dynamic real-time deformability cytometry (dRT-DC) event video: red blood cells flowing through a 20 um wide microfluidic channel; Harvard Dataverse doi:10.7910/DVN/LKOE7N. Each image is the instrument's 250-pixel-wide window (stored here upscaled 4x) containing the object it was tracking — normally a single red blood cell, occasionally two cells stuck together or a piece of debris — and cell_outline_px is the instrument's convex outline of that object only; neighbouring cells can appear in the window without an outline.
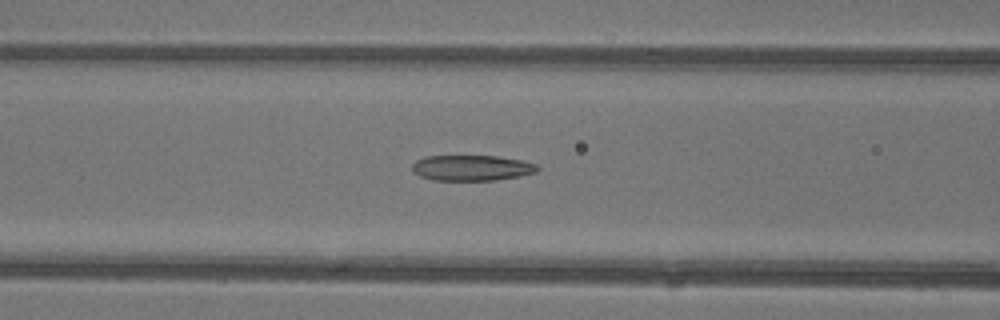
{"species": "common noctule bat (a hibernating species)", "species_latin": "Nyctalus noctula", "temperature_condition": "warm", "stored_images_in_passage": 43, "camera_frame_rate_fps": 3000, "um_per_image_px": 0.085, "animal": {"sex": "female"}, "frame": {"image": 1, "passage_image": 16, "time_ms": 5.0, "image_size_px": [1000, 320], "cell_outline_px": [[540, 168], [536, 172], [520, 176], [496, 180], [432, 180], [420, 176], [412, 172], [412, 164], [416, 160], [424, 156], [496, 156], [520, 160], [536, 164]], "centroid_in_image_um": [40.07, 14.27], "position_along_channel_um": 126.5, "area_um2": 18.73}}
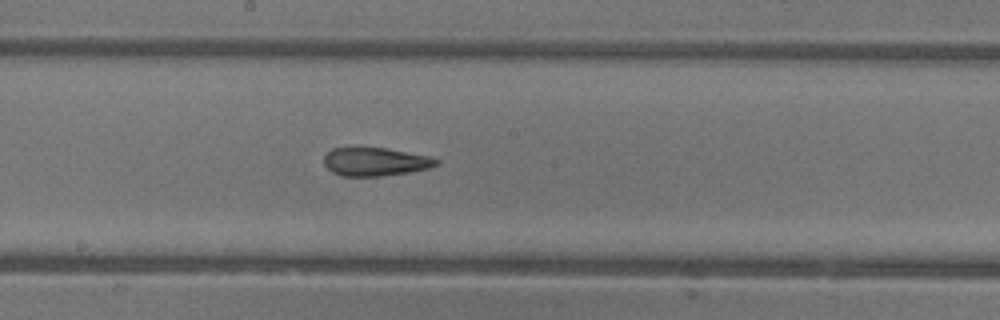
{"frame": {"image": 2, "passage_image": 22, "time_ms": 7.0, "image_size_px": [1000, 320], "cell_outline_px": [[440, 164], [428, 168], [408, 172], [380, 176], [340, 176], [332, 172], [324, 164], [324, 156], [332, 148], [388, 148], [432, 156], [440, 160]], "centroid_in_image_um": [31.94, 13.74], "position_along_channel_um": 216.3, "area_um2": 18.67}}
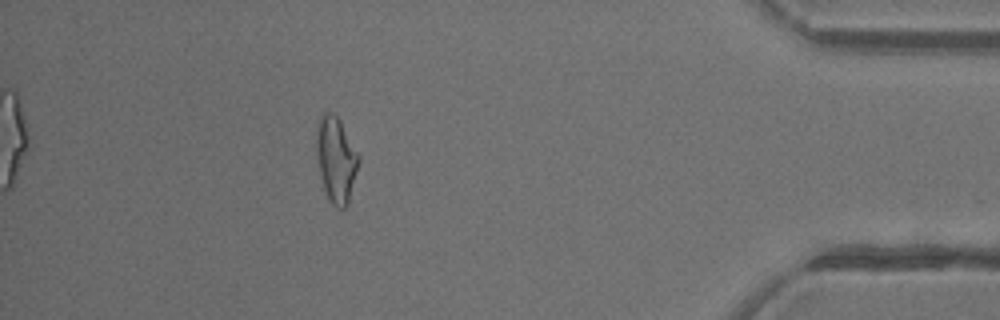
{"frame": {"image": 3, "passage_image": 38, "time_ms": 12.333, "image_size_px": [1000, 320], "cell_outline_px": [[360, 160], [348, 204], [344, 208], [336, 208], [328, 200], [320, 176], [316, 152], [316, 128], [320, 116], [324, 112], [332, 112], [340, 120], [360, 156]], "centroid_in_image_um": [28.56, 13.56], "position_along_channel_um": 406.6, "area_um2": 21.21}, "authors_computed_cell_mechanics": {"area_um2": 19.9988, "velocity_mm_per_s": 4.4816, "shape_relaxation_time_tau1_ms": null, "shape_relaxation_time_tau2_ms": 2.5659, "deformation_change_tau1": null, "deformation_change_tau2": 0.1215}}